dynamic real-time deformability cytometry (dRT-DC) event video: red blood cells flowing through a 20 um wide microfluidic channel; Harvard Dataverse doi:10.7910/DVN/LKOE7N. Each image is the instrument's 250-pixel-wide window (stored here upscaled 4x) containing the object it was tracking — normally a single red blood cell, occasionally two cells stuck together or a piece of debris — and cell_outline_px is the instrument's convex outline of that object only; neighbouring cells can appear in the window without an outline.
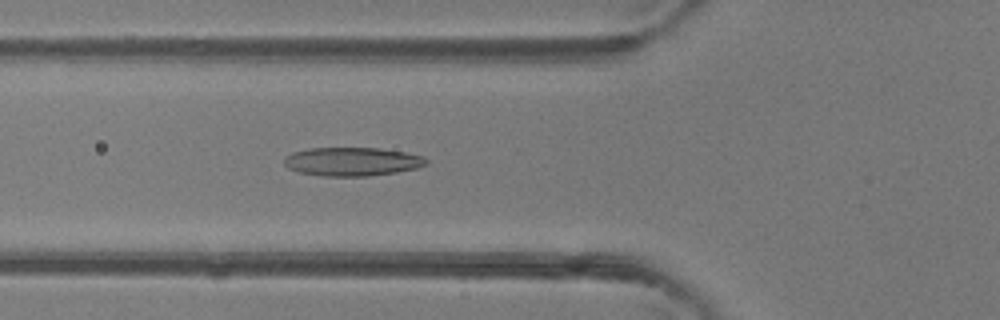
{"species": "common noctule bat (a hibernating species)", "species_latin": "Nyctalus noctula", "temperature_condition": "room temperature", "stored_images_in_passage": 47, "camera_frame_rate_fps": 3000, "um_per_image_px": 0.085, "animal": {"sex": "female"}, "frame": {"image": 1, "passage_image": 17, "time_ms": 5.333, "image_size_px": [1000, 320], "cell_outline_px": [[428, 164], [416, 168], [396, 172], [368, 176], [320, 176], [300, 172], [288, 168], [284, 164], [284, 156], [292, 152], [308, 148], [380, 148], [404, 152], [424, 156], [428, 160]], "centroid_in_image_um": [29.92, 13.73], "position_along_channel_um": 95.9, "area_um2": 23.81}}
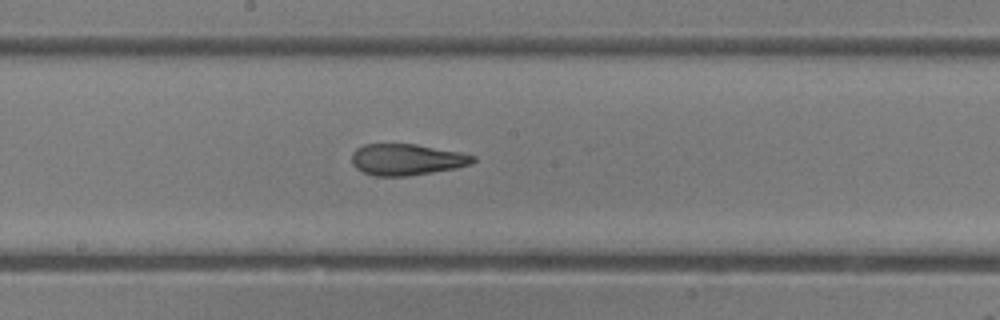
{"frame": {"image": 2, "passage_image": 25, "time_ms": 8.0, "image_size_px": [1000, 320], "cell_outline_px": [[476, 160], [472, 164], [456, 168], [408, 176], [376, 176], [364, 172], [356, 168], [352, 164], [352, 152], [356, 148], [364, 144], [416, 144], [460, 152], [476, 156]], "centroid_in_image_um": [34.57, 13.56], "position_along_channel_um": 213.6, "area_um2": 22.2}}
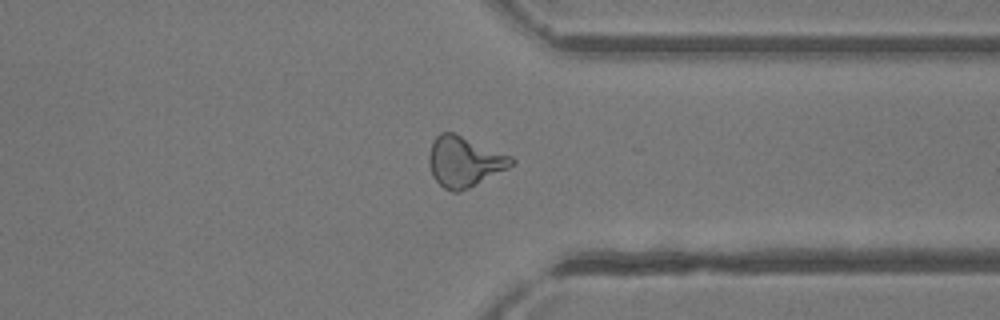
{"frame": {"image": 3, "passage_image": 36, "time_ms": 11.667, "image_size_px": [1000, 320], "cell_outline_px": [[516, 164], [468, 188], [456, 192], [452, 192], [444, 188], [432, 176], [428, 164], [428, 156], [432, 140], [440, 132], [456, 132], [512, 156], [516, 160]], "centroid_in_image_um": [39.46, 13.7], "position_along_channel_um": 371.9, "area_um2": 24.51}, "authors_computed_cell_mechanics": {"area_um2": 23.5824, "velocity_mm_per_s": 4.3912, "shape_relaxation_time_tau1_ms": 7.6407, "shape_relaxation_time_tau2_ms": 2.6241, "deformation_change_tau1": 0.2322, "deformation_change_tau2": 0.121}}